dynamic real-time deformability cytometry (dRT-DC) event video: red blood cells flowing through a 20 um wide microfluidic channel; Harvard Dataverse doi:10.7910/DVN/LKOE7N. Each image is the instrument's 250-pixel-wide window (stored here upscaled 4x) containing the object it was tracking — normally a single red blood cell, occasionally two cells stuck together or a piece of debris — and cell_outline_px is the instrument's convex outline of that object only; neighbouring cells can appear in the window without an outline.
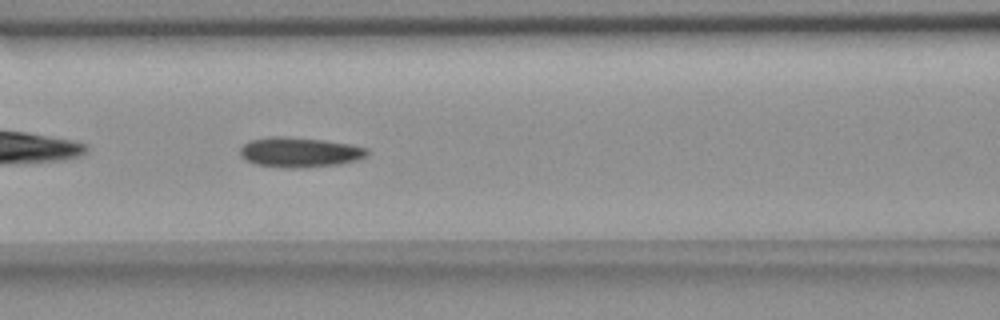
{"species": "common noctule bat (a hibernating species)", "species_latin": "Nyctalus noctula", "temperature_condition": "room temperature", "stored_images_in_passage": 45, "camera_frame_rate_fps": 3000, "um_per_image_px": 0.085, "animal": {"sex": "female", "body_mass_g": 18.4}, "frame": {"image": 1, "passage_image": 12, "time_ms": 3.667, "image_size_px": [1000, 320], "cell_outline_px": [[368, 152], [364, 156], [356, 160], [340, 164], [300, 168], [288, 168], [256, 164], [240, 156], [240, 148], [244, 144], [252, 140], [272, 136], [288, 136], [324, 140], [348, 144], [368, 148]], "centroid_in_image_um": [25.46, 12.93], "position_along_channel_um": 141.1, "area_um2": 22.02}}
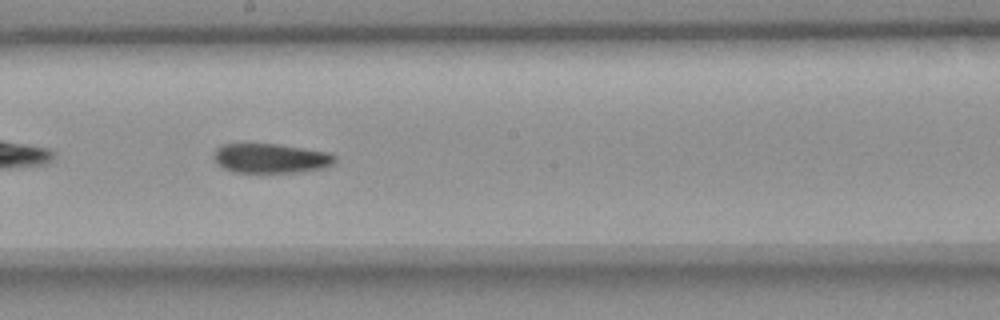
{"frame": {"image": 2, "passage_image": 19, "time_ms": 6.0, "image_size_px": [1000, 320], "cell_outline_px": [[336, 160], [332, 164], [324, 168], [300, 172], [236, 172], [224, 168], [216, 160], [216, 148], [220, 144], [276, 144], [328, 152], [336, 156]], "centroid_in_image_um": [23.06, 13.45], "position_along_channel_um": 225.1, "area_um2": 20.52}}
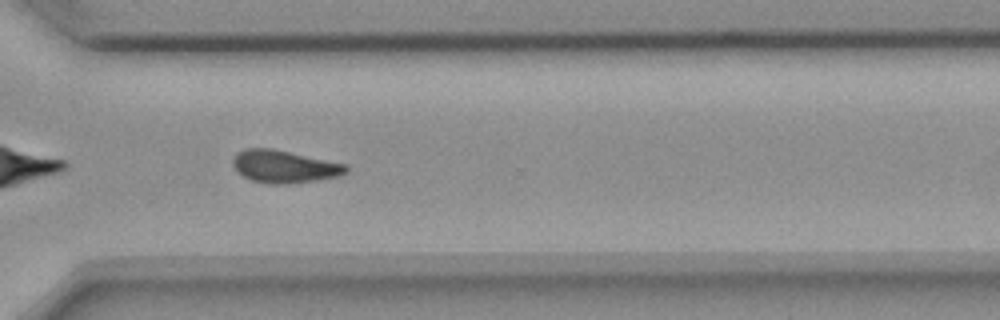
{"frame": {"image": 3, "passage_image": 29, "time_ms": 9.333, "image_size_px": [1000, 320], "cell_outline_px": [[348, 172], [336, 176], [316, 180], [288, 184], [268, 184], [252, 180], [244, 176], [232, 164], [232, 160], [236, 152], [244, 148], [272, 148], [348, 164]], "centroid_in_image_um": [24.17, 14.14], "position_along_channel_um": 346.4, "area_um2": 21.5}, "authors_computed_cell_mechanics": {"area_um2": 21.386, "velocity_mm_per_s": 3.6267, "shape_relaxation_time_tau1_ms": 9.9865, "shape_relaxation_time_tau2_ms": null, "deformation_change_tau1": 0.159, "deformation_change_tau2": null}}